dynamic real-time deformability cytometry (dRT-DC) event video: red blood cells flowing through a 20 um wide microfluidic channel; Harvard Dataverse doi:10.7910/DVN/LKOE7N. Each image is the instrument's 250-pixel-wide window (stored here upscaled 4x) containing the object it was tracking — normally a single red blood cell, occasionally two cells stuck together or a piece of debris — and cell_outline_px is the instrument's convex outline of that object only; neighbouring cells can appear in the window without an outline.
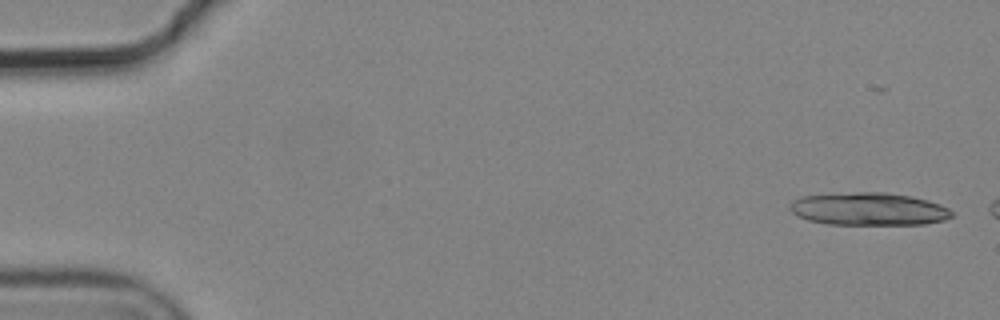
{"species": "common noctule bat (a hibernating species)", "species_latin": "Nyctalus noctula", "temperature_condition": "cold", "stored_images_in_passage": 3, "camera_frame_rate_fps": 3000, "um_per_image_px": 0.085, "animal": {"sex": "male", "body_mass_g": 19.2, "forearm_length_mm": 51.8}, "frame": {"image": 1, "passage_image": 1, "time_ms": 0.0, "image_size_px": [1000, 320], "cell_outline_px": [[952, 216], [944, 220], [924, 224], [828, 224], [808, 220], [792, 212], [788, 208], [788, 204], [792, 200], [800, 196], [856, 192], [888, 192], [912, 196], [928, 200], [940, 204], [948, 208], [952, 212]], "centroid_in_image_um": [73.82, 17.75], "position_along_channel_um": 11.2, "area_um2": 30.98}}